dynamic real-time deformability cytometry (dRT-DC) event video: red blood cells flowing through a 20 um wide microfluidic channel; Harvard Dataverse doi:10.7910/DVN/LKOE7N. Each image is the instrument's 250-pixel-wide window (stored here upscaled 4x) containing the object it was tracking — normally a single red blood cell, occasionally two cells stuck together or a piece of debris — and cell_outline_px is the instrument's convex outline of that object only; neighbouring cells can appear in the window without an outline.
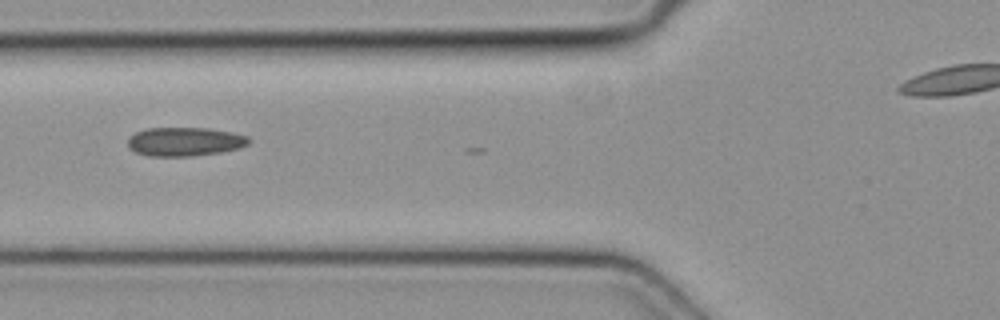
{"species": "common noctule bat (a hibernating species)", "species_latin": "Nyctalus noctula", "temperature_condition": "cold", "stored_images_in_passage": 2, "camera_frame_rate_fps": 3000, "um_per_image_px": 0.085, "animal": {"sex": "female", "body_mass_g": 19.3, "forearm_length_mm": 54.1}, "frame": {"image": 1, "passage_image": 2, "time_ms": 0.333, "image_size_px": [1000, 320], "cell_outline_px": [[252, 140], [248, 144], [240, 148], [220, 152], [192, 156], [148, 156], [136, 152], [128, 144], [128, 140], [136, 132], [148, 128], [208, 128], [232, 132], [248, 136]], "centroid_in_image_um": [15.76, 12.04], "position_along_channel_um": 110.0, "area_um2": 20.23}}